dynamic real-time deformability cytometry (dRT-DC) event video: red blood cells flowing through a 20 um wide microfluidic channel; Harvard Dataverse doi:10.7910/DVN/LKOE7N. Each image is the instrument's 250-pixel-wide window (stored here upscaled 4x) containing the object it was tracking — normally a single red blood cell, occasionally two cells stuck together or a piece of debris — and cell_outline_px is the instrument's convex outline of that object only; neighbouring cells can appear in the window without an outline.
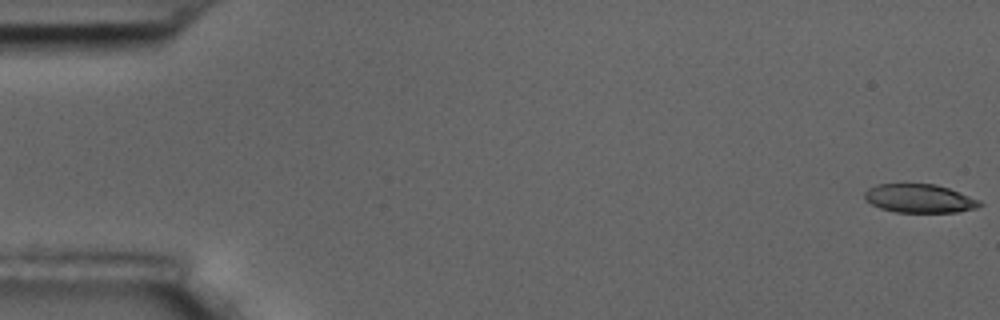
{"species": "common noctule bat (a hibernating species)", "species_latin": "Nyctalus noctula", "temperature_condition": "room temperature", "stored_images_in_passage": 58, "camera_frame_rate_fps": 3000, "um_per_image_px": 0.085, "animal": {"sex": "male", "body_mass_g": 17.5, "forearm_length_mm": 52.3}, "frame": {"image": 1, "passage_image": 1, "time_ms": 0.0, "image_size_px": [1000, 320], "cell_outline_px": [[984, 204], [976, 208], [956, 212], [896, 212], [880, 208], [872, 204], [864, 196], [864, 192], [868, 188], [876, 184], [936, 184], [948, 188], [980, 200]], "centroid_in_image_um": [78.16, 16.87], "position_along_channel_um": 6.8, "area_um2": 19.07}}
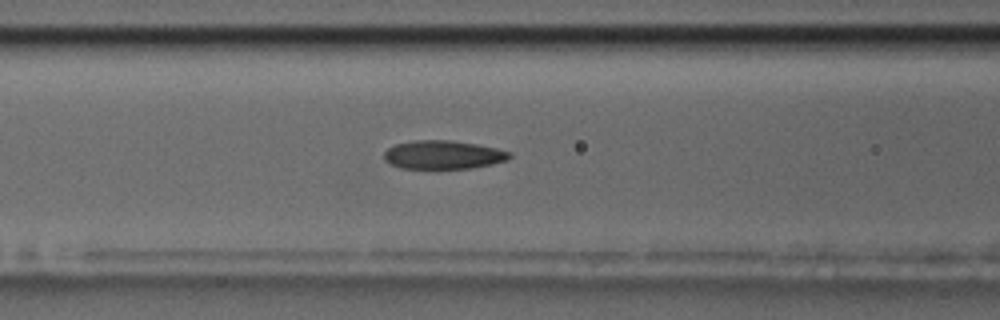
{"frame": {"image": 2, "passage_image": 24, "time_ms": 7.667, "image_size_px": [1000, 320], "cell_outline_px": [[512, 156], [508, 160], [492, 164], [472, 168], [400, 168], [384, 160], [384, 152], [388, 148], [396, 144], [416, 140], [448, 140], [476, 144], [496, 148], [512, 152]], "centroid_in_image_um": [37.69, 13.15], "position_along_channel_um": 128.9, "area_um2": 20.81}}
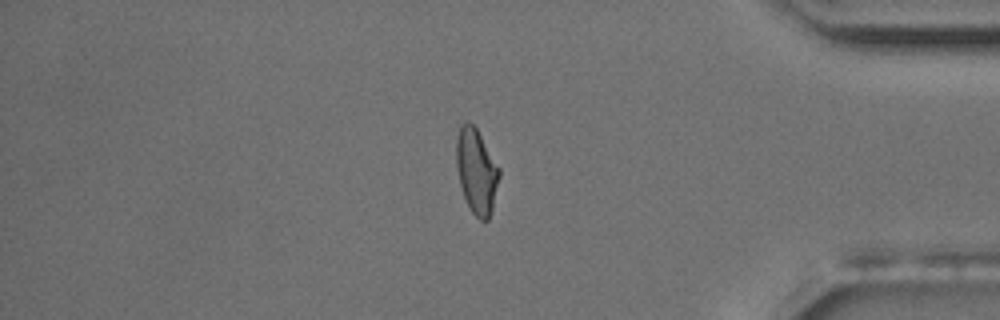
{"frame": {"image": 3, "passage_image": 49, "time_ms": 16.0, "image_size_px": [1000, 320], "cell_outline_px": [[500, 176], [492, 208], [488, 220], [480, 220], [472, 212], [464, 196], [460, 184], [456, 164], [456, 136], [460, 124], [468, 120], [476, 128], [500, 168]], "centroid_in_image_um": [40.49, 14.51], "position_along_channel_um": 394.7, "area_um2": 21.15}, "authors_computed_cell_mechanics": {"area_um2": 21.1548, "velocity_mm_per_s": 3.53, "shape_relaxation_time_tau1_ms": 3.8338, "shape_relaxation_time_tau2_ms": 1.9979, "deformation_change_tau1": 0.1538, "deformation_change_tau2": 0.0962}}